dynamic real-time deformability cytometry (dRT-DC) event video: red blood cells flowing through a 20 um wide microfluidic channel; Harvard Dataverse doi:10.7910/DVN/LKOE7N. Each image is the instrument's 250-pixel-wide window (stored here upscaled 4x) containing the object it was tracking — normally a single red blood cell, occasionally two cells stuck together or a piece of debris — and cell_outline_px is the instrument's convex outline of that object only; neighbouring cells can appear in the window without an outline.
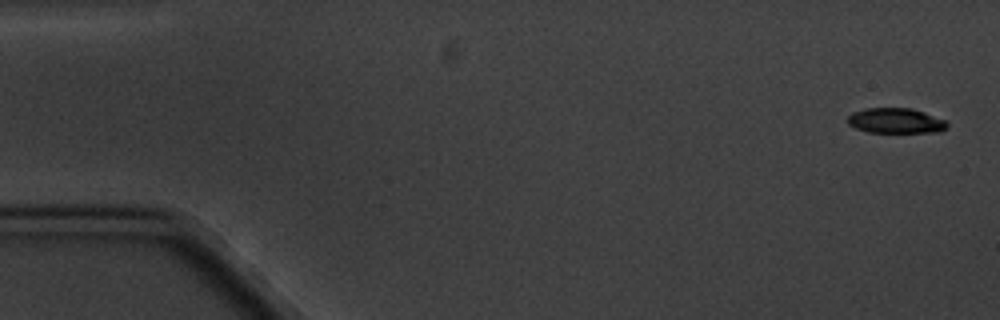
{"species": "common noctule bat (a hibernating species)", "species_latin": "Nyctalus noctula", "temperature_condition": "cold", "stored_images_in_passage": 17, "camera_frame_rate_fps": 3000, "um_per_image_px": 0.085, "animal": {"sex": "male", "body_mass_g": 20.1, "forearm_length_mm": 53.5}, "frame": {"image": 1, "passage_image": 1, "time_ms": 0.0, "image_size_px": [1000, 320], "cell_outline_px": [[948, 124], [940, 132], [868, 132], [856, 128], [848, 124], [848, 116], [852, 112], [864, 108], [912, 108], [948, 120]], "centroid_in_image_um": [76.15, 10.25], "position_along_channel_um": 8.9, "area_um2": 14.68}}
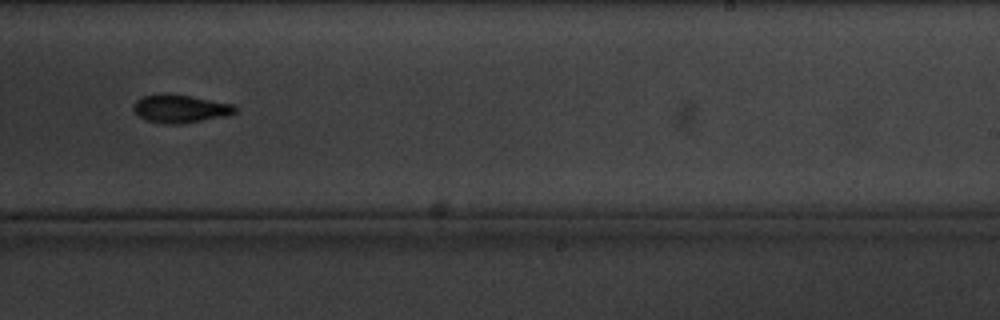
{"frame": {"image": 2, "passage_image": 11, "time_ms": 11.667, "image_size_px": [1000, 320], "cell_outline_px": [[236, 112], [224, 116], [200, 120], [168, 124], [164, 124], [148, 120], [140, 116], [132, 108], [136, 100], [144, 96], [160, 92], [168, 92], [192, 96], [232, 104], [236, 108]], "centroid_in_image_um": [15.28, 9.19], "position_along_channel_um": 273.7, "area_um2": 16.42}}
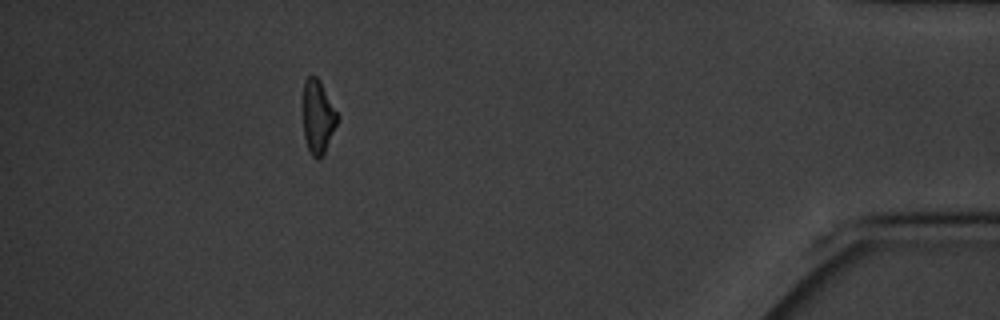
{"frame": {"image": 3, "passage_image": 16, "time_ms": 17.333, "image_size_px": [1000, 320], "cell_outline_px": [[340, 116], [324, 152], [316, 160], [312, 156], [308, 148], [304, 136], [304, 80], [308, 76], [316, 76], [320, 80]], "centroid_in_image_um": [27.04, 9.9], "position_along_channel_um": 408.2, "area_um2": 14.51}, "authors_computed_cell_mechanics": {"area_um2": 15.9528, "velocity_mm_per_s": 3.3384, "shape_relaxation_time_tau1_ms": 2.4387, "shape_relaxation_time_tau2_ms": null, "deformation_change_tau1": 0.1102, "deformation_change_tau2": null}}